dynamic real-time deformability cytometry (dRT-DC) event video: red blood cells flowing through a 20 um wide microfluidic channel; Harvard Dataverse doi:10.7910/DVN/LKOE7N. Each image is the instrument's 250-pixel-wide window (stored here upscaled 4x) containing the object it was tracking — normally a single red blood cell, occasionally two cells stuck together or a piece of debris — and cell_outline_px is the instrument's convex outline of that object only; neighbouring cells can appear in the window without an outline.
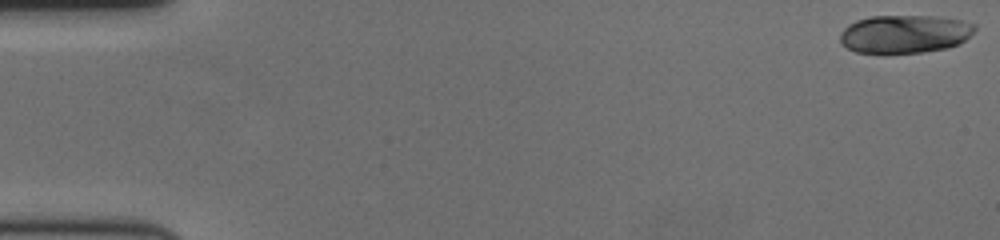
{"species": "human", "species_latin": "Homo sapiens", "temperature_condition": "cold", "stored_images_in_passage": 60, "camera_frame_rate_fps": 3000, "um_per_image_px": 0.085, "donor": {"sex": "female"}, "frame": {"image": 1, "passage_image": 1, "time_ms": 0.0, "image_size_px": [1000, 240], "cell_outline_px": [[976, 28], [960, 44], [948, 48], [924, 52], [884, 56], [856, 52], [840, 44], [840, 32], [848, 24], [856, 20], [872, 16], [936, 16], [960, 20], [976, 24]], "centroid_in_image_um": [76.84, 2.93], "position_along_channel_um": 8.2, "area_um2": 30.87}}
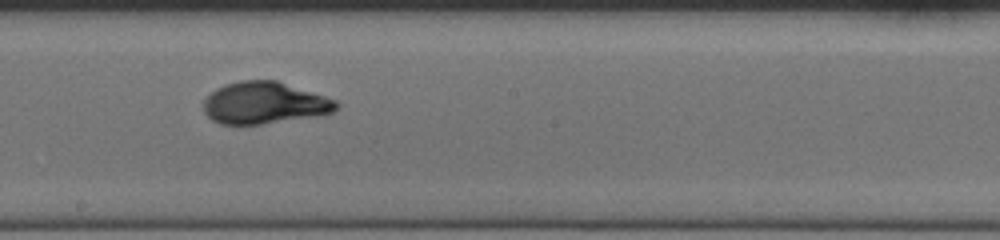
{"frame": {"image": 2, "passage_image": 34, "time_ms": 11.0, "image_size_px": [1000, 240], "cell_outline_px": [[340, 108], [332, 112], [316, 116], [260, 124], [220, 124], [212, 120], [204, 112], [204, 100], [216, 88], [224, 84], [240, 80], [276, 80], [336, 100], [340, 104]], "centroid_in_image_um": [22.47, 8.75], "position_along_channel_um": 225.7, "area_um2": 32.31}}
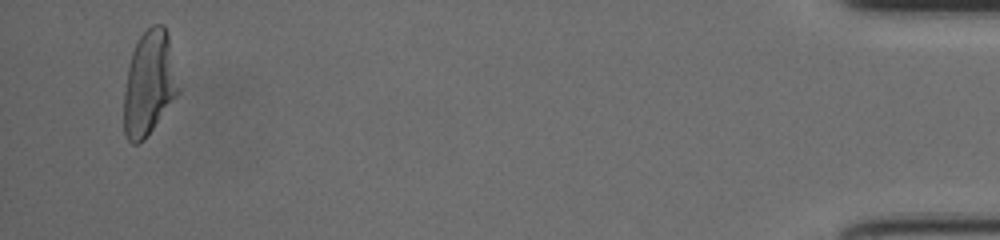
{"frame": {"image": 3, "passage_image": 58, "time_ms": 19.0, "image_size_px": [1000, 240], "cell_outline_px": [[180, 92], [144, 140], [136, 144], [132, 144], [128, 140], [124, 132], [124, 92], [128, 64], [132, 52], [140, 36], [152, 24], [164, 24], [168, 32]], "centroid_in_image_um": [12.68, 7.07], "position_along_channel_um": 422.5, "area_um2": 33.23}, "authors_computed_cell_mechanics": {"area_um2": 31.8767, "velocity_mm_per_s": 3.5024, "shape_relaxation_time_tau1_ms": 5.0733, "shape_relaxation_time_tau2_ms": null, "deformation_change_tau1": 0.208, "deformation_change_tau2": null}}